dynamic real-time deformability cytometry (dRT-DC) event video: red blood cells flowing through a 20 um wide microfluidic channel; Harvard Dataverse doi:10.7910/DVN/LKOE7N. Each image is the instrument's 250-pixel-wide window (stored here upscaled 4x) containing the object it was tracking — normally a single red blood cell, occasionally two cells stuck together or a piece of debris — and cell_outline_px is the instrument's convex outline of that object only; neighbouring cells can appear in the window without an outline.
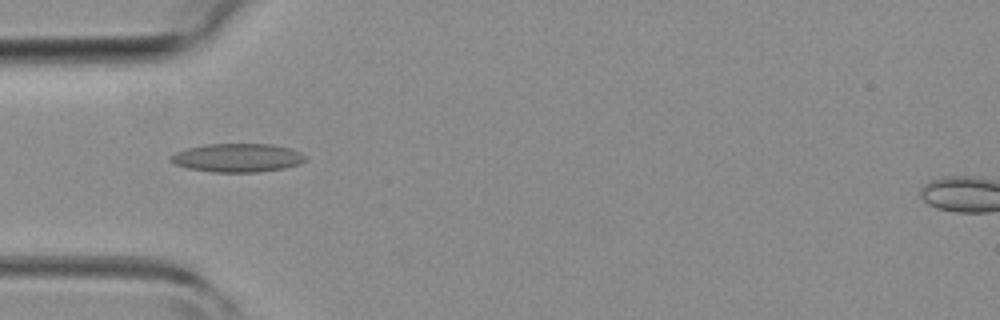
{"species": "common noctule bat (a hibernating species)", "species_latin": "Nyctalus noctula", "temperature_condition": "room temperature", "stored_images_in_passage": 46, "camera_frame_rate_fps": 3000, "um_per_image_px": 0.085, "animal": {"sex": "female", "body_mass_g": 19.3, "forearm_length_mm": 54.1}, "frame": {"image": 1, "passage_image": 14, "time_ms": 4.333, "image_size_px": [1000, 320], "cell_outline_px": [[304, 160], [300, 164], [284, 168], [256, 172], [212, 172], [188, 168], [176, 164], [168, 160], [168, 156], [176, 152], [188, 148], [208, 144], [272, 144], [288, 148], [300, 152], [304, 156]], "centroid_in_image_um": [20.15, 13.41], "position_along_channel_um": 64.9, "area_um2": 22.25}}
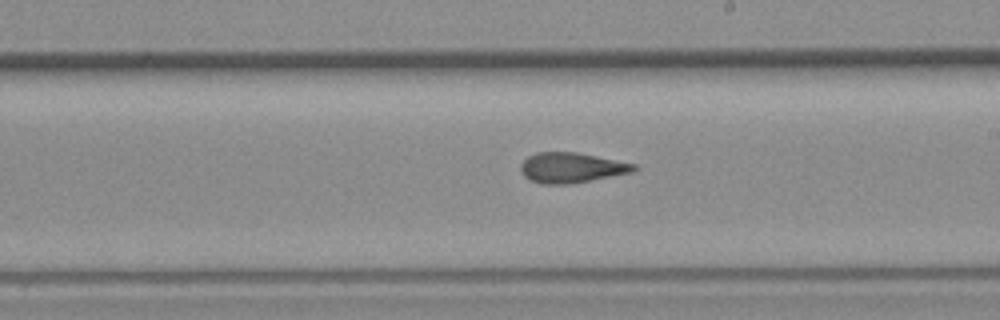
{"frame": {"image": 2, "passage_image": 26, "time_ms": 8.333, "image_size_px": [1000, 320], "cell_outline_px": [[636, 168], [632, 172], [572, 184], [544, 184], [528, 180], [520, 172], [520, 164], [528, 156], [536, 152], [576, 152], [636, 164]], "centroid_in_image_um": [48.52, 14.26], "position_along_channel_um": 240.5, "area_um2": 19.94}}
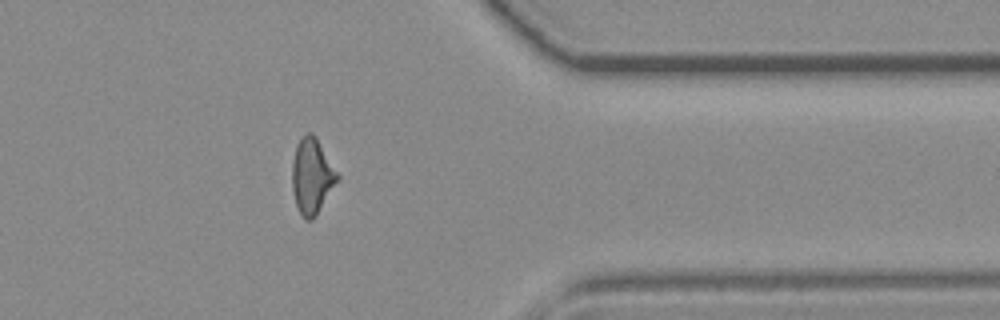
{"frame": {"image": 3, "passage_image": 37, "time_ms": 12.0, "image_size_px": [1000, 320], "cell_outline_px": [[340, 180], [316, 216], [312, 220], [304, 220], [300, 216], [296, 204], [292, 188], [292, 164], [296, 144], [308, 132], [312, 132], [316, 136], [340, 176]], "centroid_in_image_um": [26.53, 15.01], "position_along_channel_um": 384.9, "area_um2": 20.23}, "authors_computed_cell_mechanics": {"area_um2": 20.23, "velocity_mm_per_s": 4.3874, "shape_relaxation_time_tau1_ms": null, "shape_relaxation_time_tau2_ms": 2.4027, "deformation_change_tau1": null, "deformation_change_tau2": 0.1074}}